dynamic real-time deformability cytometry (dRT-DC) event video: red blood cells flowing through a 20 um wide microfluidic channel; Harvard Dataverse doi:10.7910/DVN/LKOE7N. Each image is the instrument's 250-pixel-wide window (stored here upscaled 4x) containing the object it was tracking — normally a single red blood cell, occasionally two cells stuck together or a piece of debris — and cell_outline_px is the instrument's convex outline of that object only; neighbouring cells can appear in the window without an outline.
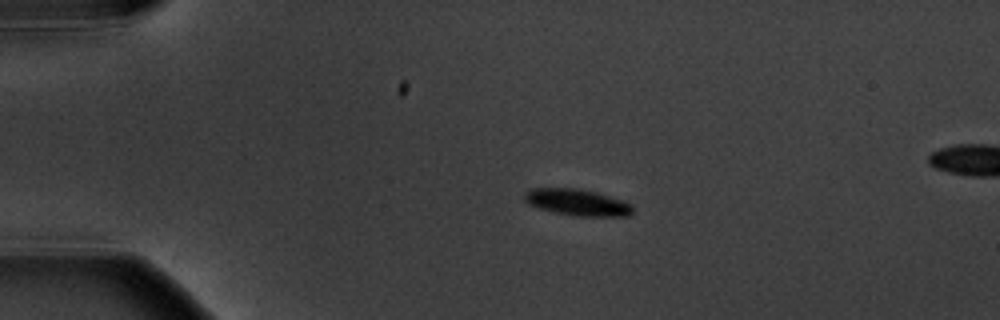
{"species": "common noctule bat (a hibernating species)", "species_latin": "Nyctalus noctula", "temperature_condition": "warm", "stored_images_in_passage": 10, "camera_frame_rate_fps": 3000, "um_per_image_px": 0.085, "animal": {"sex": "male", "body_mass_g": 20.1, "forearm_length_mm": 53.5}, "frame": {"image": 1, "passage_image": 4, "time_ms": 3.667, "image_size_px": [1000, 320], "cell_outline_px": [[632, 212], [628, 216], [576, 216], [556, 212], [540, 208], [528, 204], [524, 200], [524, 192], [528, 188], [576, 188], [596, 192], [632, 204]], "centroid_in_image_um": [49.02, 17.19], "position_along_channel_um": 36.0, "area_um2": 16.59}}